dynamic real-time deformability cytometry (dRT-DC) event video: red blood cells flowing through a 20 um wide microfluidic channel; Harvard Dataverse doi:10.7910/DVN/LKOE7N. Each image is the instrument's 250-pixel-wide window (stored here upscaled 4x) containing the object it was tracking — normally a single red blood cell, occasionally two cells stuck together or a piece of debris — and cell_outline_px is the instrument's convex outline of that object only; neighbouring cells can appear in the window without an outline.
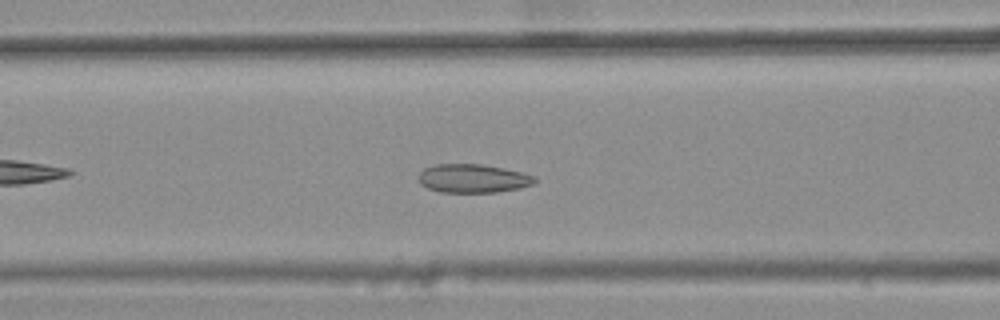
{"species": "common noctule bat (a hibernating species)", "species_latin": "Nyctalus noctula", "temperature_condition": "warm", "stored_images_in_passage": 43, "camera_frame_rate_fps": 3000, "um_per_image_px": 0.085, "animal": {"sex": "female", "body_mass_g": 25.1}, "frame": {"image": 1, "passage_image": 21, "time_ms": 6.667, "image_size_px": [1000, 320], "cell_outline_px": [[536, 184], [520, 188], [496, 192], [440, 192], [428, 188], [420, 184], [416, 176], [424, 168], [436, 164], [484, 164], [524, 172], [536, 176]], "centroid_in_image_um": [40.22, 15.16], "position_along_channel_um": 126.4, "area_um2": 19.71}}
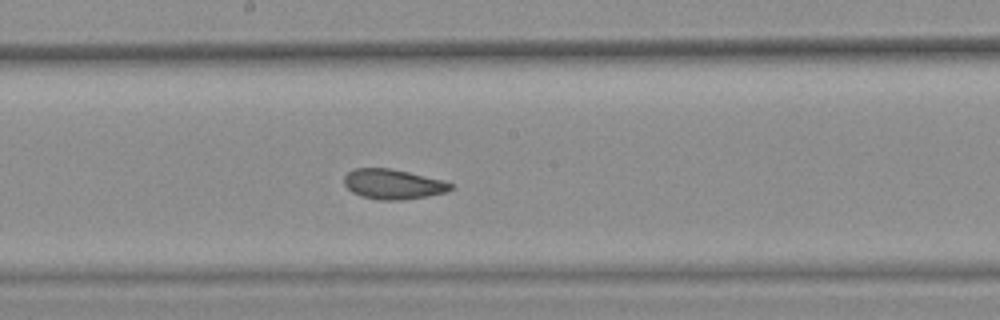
{"frame": {"image": 2, "passage_image": 28, "time_ms": 9.0, "image_size_px": [1000, 320], "cell_outline_px": [[452, 188], [448, 192], [428, 196], [400, 200], [380, 200], [360, 196], [352, 192], [344, 184], [344, 176], [352, 168], [392, 168], [444, 180], [452, 184]], "centroid_in_image_um": [33.41, 15.65], "position_along_channel_um": 214.8, "area_um2": 18.79}}
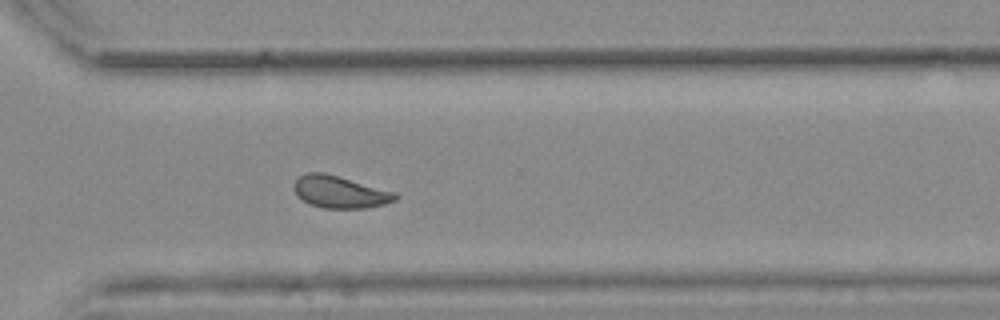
{"frame": {"image": 3, "passage_image": 38, "time_ms": 12.333, "image_size_px": [1000, 320], "cell_outline_px": [[400, 196], [396, 200], [384, 204], [364, 208], [324, 208], [308, 204], [296, 196], [292, 188], [292, 184], [300, 176], [308, 172], [324, 172], [396, 192]], "centroid_in_image_um": [28.86, 16.32], "position_along_channel_um": 341.7, "area_um2": 19.19}, "authors_computed_cell_mechanics": {"area_um2": 19.2474, "velocity_mm_per_s": 3.799, "shape_relaxation_time_tau1_ms": null, "shape_relaxation_time_tau2_ms": 1.5069, "deformation_change_tau1": null, "deformation_change_tau2": 0.0701}}